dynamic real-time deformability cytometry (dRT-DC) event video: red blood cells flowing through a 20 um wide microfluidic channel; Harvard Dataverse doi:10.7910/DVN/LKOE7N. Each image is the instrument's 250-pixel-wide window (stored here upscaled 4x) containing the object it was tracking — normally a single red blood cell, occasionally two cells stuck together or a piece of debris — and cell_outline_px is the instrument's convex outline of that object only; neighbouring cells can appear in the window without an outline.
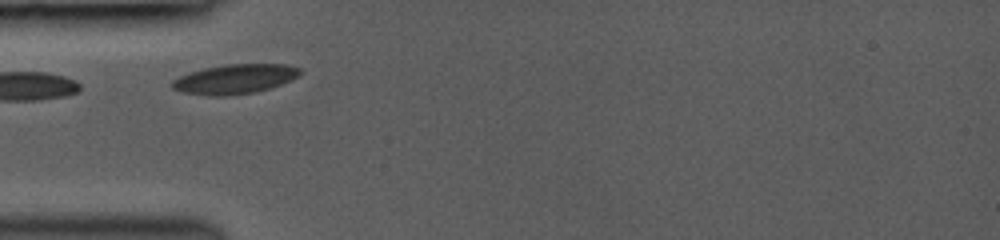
{"species": "common noctule bat (a hibernating species)", "species_latin": "Nyctalus noctula", "temperature_condition": "room temperature", "stored_images_in_passage": 3, "camera_frame_rate_fps": 3000, "um_per_image_px": 0.085, "animal": {"sex": "female", "body_mass_g": 19.0, "forearm_length_mm": 53.3}, "frame": {"image": 1, "passage_image": 1, "time_ms": 0.0, "image_size_px": [1000, 240], "cell_outline_px": [[304, 72], [300, 76], [292, 80], [256, 92], [228, 96], [208, 96], [184, 92], [172, 88], [172, 80], [180, 76], [204, 68], [228, 64], [288, 64], [300, 68]], "centroid_in_image_um": [20.02, 6.72], "position_along_channel_um": 65.0, "area_um2": 22.08}}